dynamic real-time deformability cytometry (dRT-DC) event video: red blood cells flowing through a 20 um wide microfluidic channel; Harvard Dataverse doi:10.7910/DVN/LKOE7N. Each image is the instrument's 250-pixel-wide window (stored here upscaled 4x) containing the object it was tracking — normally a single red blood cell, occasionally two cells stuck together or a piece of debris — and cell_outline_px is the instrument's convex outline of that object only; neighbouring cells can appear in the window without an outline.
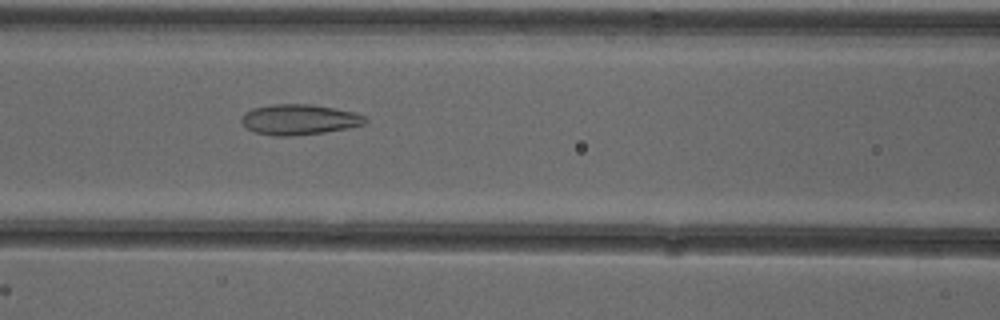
{"species": "common noctule bat (a hibernating species)", "species_latin": "Nyctalus noctula", "temperature_condition": "cold", "stored_images_in_passage": 36, "camera_frame_rate_fps": 3000, "um_per_image_px": 0.085, "animal": {"sex": "female"}, "frame": {"image": 1, "passage_image": 10, "time_ms": 3.0, "image_size_px": [1000, 320], "cell_outline_px": [[368, 120], [364, 124], [348, 128], [324, 132], [292, 136], [276, 136], [256, 132], [248, 128], [240, 120], [240, 116], [244, 112], [252, 108], [272, 104], [312, 104], [336, 108], [356, 112], [364, 116]], "centroid_in_image_um": [25.43, 10.15], "position_along_channel_um": 141.2, "area_um2": 22.08}}
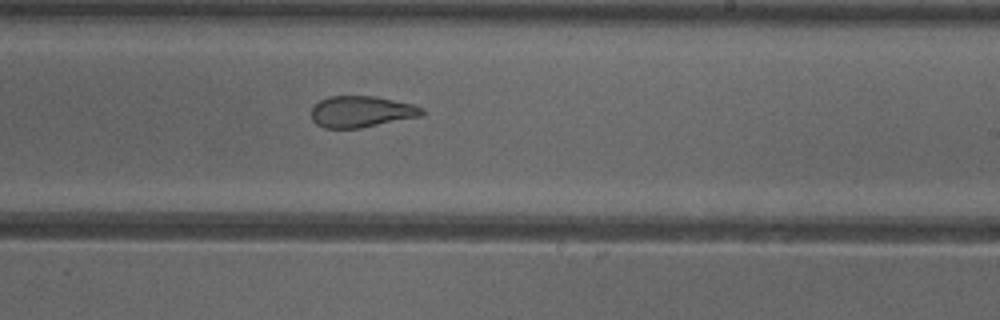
{"frame": {"image": 2, "passage_image": 19, "time_ms": 6.0, "image_size_px": [1000, 320], "cell_outline_px": [[424, 112], [420, 116], [360, 128], [324, 128], [316, 124], [312, 120], [312, 104], [328, 96], [376, 96], [412, 104], [424, 108]], "centroid_in_image_um": [30.68, 9.48], "position_along_channel_um": 258.3, "area_um2": 20.23}}
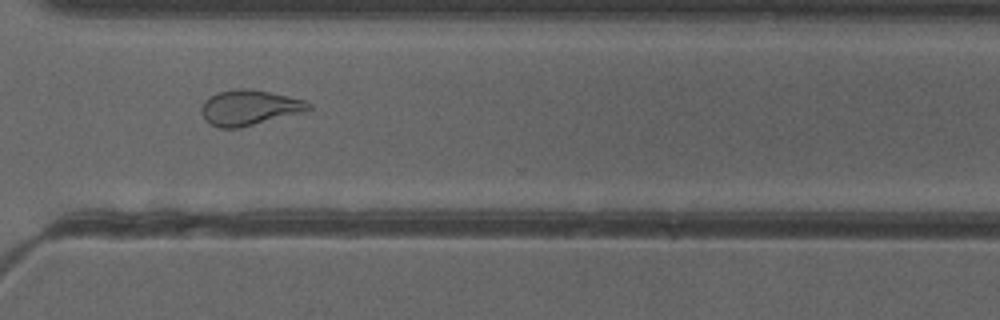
{"frame": {"image": 3, "passage_image": 26, "time_ms": 8.333, "image_size_px": [1000, 320], "cell_outline_px": [[312, 108], [240, 128], [220, 128], [204, 120], [200, 112], [200, 108], [204, 100], [208, 96], [216, 92], [236, 88], [248, 88], [268, 92], [304, 100], [312, 104]], "centroid_in_image_um": [21.08, 9.13], "position_along_channel_um": 349.5, "area_um2": 21.79}, "authors_computed_cell_mechanics": {"area_um2": 22.0796, "velocity_mm_per_s": 3.9187, "shape_relaxation_time_tau1_ms": null, "shape_relaxation_time_tau2_ms": 2.039, "deformation_change_tau1": null, "deformation_change_tau2": 0.1074}}